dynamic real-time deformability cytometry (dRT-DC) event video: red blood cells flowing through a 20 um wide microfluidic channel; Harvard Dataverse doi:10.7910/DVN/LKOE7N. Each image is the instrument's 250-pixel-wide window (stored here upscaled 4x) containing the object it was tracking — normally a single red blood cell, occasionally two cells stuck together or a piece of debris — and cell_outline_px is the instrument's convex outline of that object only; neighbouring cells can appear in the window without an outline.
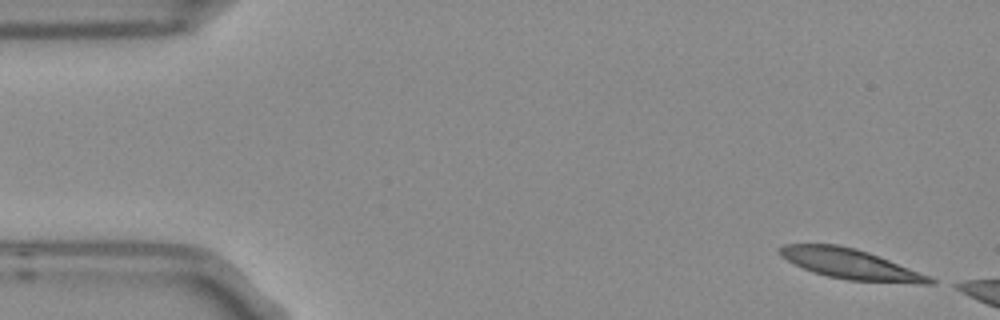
{"species": "Egyptian fruit bat (a non-hibernating species)", "species_latin": "Rousettus aegyptiacus", "temperature_condition": "room temperature", "stored_images_in_passage": 5, "camera_frame_rate_fps": 3000, "um_per_image_px": 0.085, "frame": {"image": 1, "passage_image": 1, "time_ms": 0.0, "image_size_px": [1000, 320], "cell_outline_px": [[936, 284], [920, 284], [848, 280], [828, 276], [804, 268], [788, 260], [776, 248], [784, 244], [836, 244], [856, 248], [868, 252], [928, 276], [936, 280]], "centroid_in_image_um": [72.3, 22.44], "position_along_channel_um": 12.7, "area_um2": 25.78}}
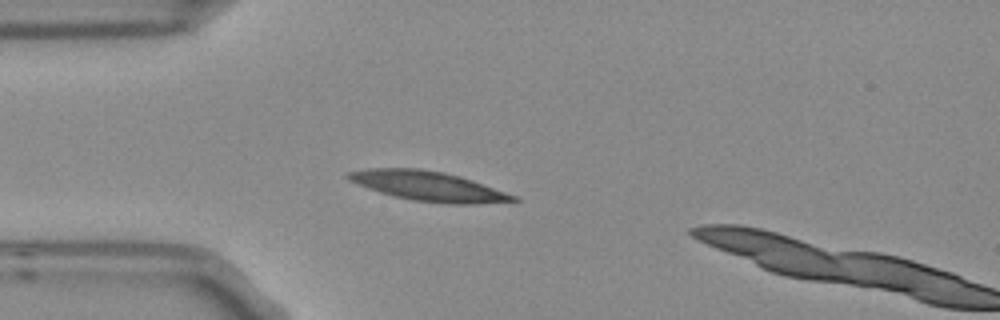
{"frame": {"image": 2, "passage_image": 4, "time_ms": 1.0, "image_size_px": [1000, 320], "cell_outline_px": [[520, 200], [472, 204], [452, 204], [412, 200], [380, 192], [368, 188], [348, 180], [344, 176], [348, 172], [368, 168], [420, 168], [444, 172], [460, 176], [472, 180], [516, 196]], "centroid_in_image_um": [36.36, 15.81], "position_along_channel_um": 48.6, "area_um2": 28.21}}